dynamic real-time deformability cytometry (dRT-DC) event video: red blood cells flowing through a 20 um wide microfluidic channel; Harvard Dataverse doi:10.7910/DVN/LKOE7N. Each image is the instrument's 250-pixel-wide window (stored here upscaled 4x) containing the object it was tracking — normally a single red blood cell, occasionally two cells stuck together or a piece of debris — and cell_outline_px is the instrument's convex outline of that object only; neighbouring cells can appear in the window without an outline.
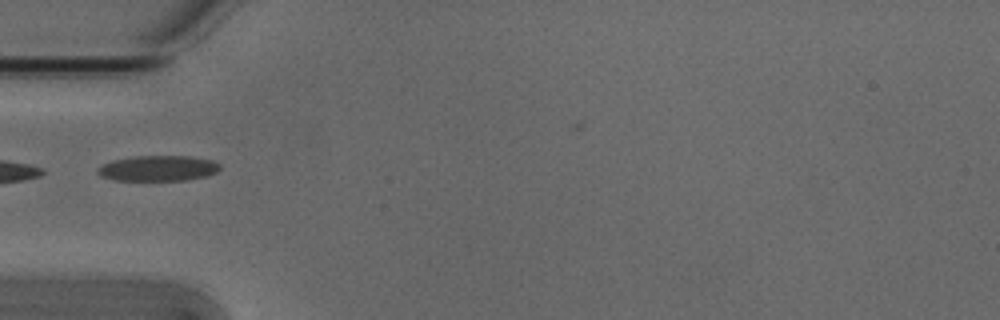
{"species": "Egyptian fruit bat (a non-hibernating species)", "species_latin": "Rousettus aegyptiacus", "temperature_condition": "cold", "stored_images_in_passage": 4, "segment_of_instrument_passage": [2, 2], "camera_frame_rate_fps": 3000, "um_per_image_px": 0.085, "animal": {"sex": "male"}, "frame": {"image": 1, "passage_image": 4, "time_ms": 1.0, "image_size_px": [1000, 320], "cell_outline_px": [[220, 168], [216, 172], [208, 176], [184, 180], [116, 180], [100, 176], [96, 172], [96, 168], [100, 164], [112, 160], [132, 156], [192, 156], [212, 160], [220, 164]], "centroid_in_image_um": [13.4, 14.29], "position_along_channel_um": 71.6, "area_um2": 18.38}}